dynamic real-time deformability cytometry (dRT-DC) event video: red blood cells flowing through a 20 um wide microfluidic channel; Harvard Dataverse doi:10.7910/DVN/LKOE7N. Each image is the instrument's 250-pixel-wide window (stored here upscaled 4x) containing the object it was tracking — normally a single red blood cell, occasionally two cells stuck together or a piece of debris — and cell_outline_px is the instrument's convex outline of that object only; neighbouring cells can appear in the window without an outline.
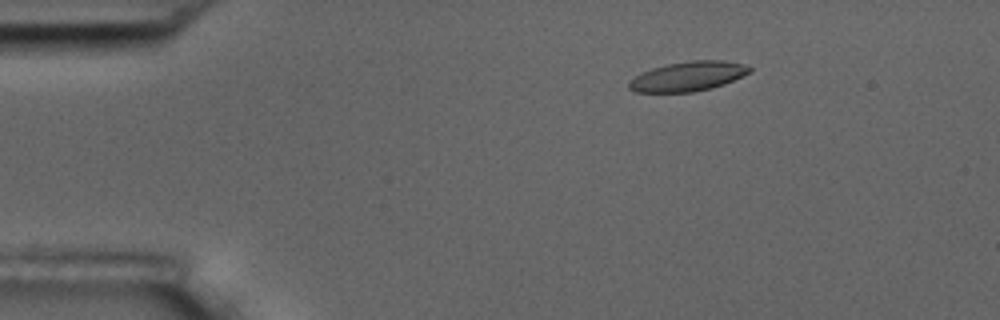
{"species": "common noctule bat (a hibernating species)", "species_latin": "Nyctalus noctula", "temperature_condition": "room temperature", "stored_images_in_passage": 4, "camera_frame_rate_fps": 3000, "um_per_image_px": 0.085, "animal": {"sex": "male", "body_mass_g": 17.5, "forearm_length_mm": 52.3}, "frame": {"image": 1, "passage_image": 2, "time_ms": 1.0, "image_size_px": [1000, 320], "cell_outline_px": [[752, 72], [724, 84], [712, 88], [692, 92], [636, 92], [628, 88], [628, 84], [640, 72], [652, 68], [668, 64], [688, 60], [720, 60], [740, 64], [752, 68]], "centroid_in_image_um": [58.47, 6.49], "position_along_channel_um": 26.5, "area_um2": 20.69}}